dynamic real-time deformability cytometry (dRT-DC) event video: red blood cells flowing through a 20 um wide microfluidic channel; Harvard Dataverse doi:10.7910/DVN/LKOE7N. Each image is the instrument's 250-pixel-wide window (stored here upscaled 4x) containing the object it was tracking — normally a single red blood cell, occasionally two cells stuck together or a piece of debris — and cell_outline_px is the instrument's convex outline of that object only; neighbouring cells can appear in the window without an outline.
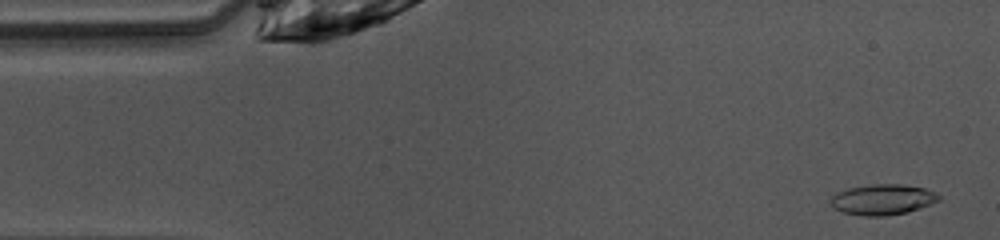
{"species": "common noctule bat (a hibernating species)", "species_latin": "Nyctalus noctula", "temperature_condition": "warm", "stored_images_in_passage": 47, "camera_frame_rate_fps": 3000, "um_per_image_px": 0.085, "animal": {"sex": "female", "body_mass_g": 10.0, "forearm_length_mm": 53.1}, "frame": {"image": 1, "passage_image": 2, "time_ms": 0.333, "image_size_px": [1000, 240], "cell_outline_px": [[940, 200], [920, 208], [908, 212], [884, 216], [864, 216], [844, 212], [836, 208], [828, 200], [836, 192], [848, 188], [872, 184], [904, 184], [924, 188], [936, 192], [940, 196]], "centroid_in_image_um": [75.04, 16.95], "position_along_channel_um": 10.0, "area_um2": 19.31}}
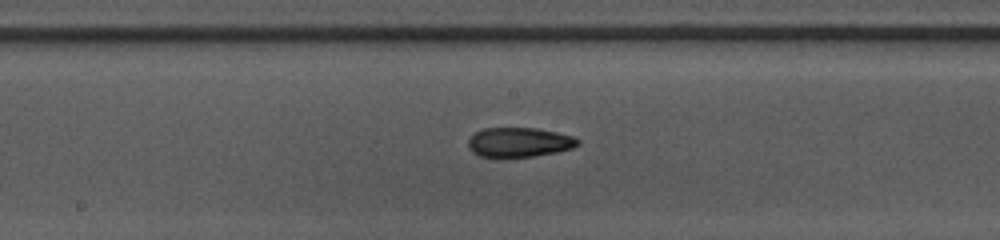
{"frame": {"image": 2, "passage_image": 23, "time_ms": 7.333, "image_size_px": [1000, 240], "cell_outline_px": [[580, 144], [572, 148], [556, 152], [532, 156], [480, 156], [472, 152], [468, 148], [468, 140], [476, 132], [484, 128], [536, 128], [556, 132], [572, 136], [580, 140]], "centroid_in_image_um": [44.14, 12.08], "position_along_channel_um": 204.1, "area_um2": 18.61}}
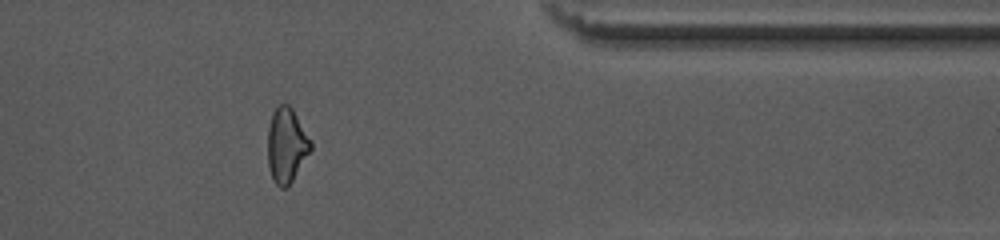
{"frame": {"image": 3, "passage_image": 38, "time_ms": 12.333, "image_size_px": [1000, 240], "cell_outline_px": [[312, 148], [288, 188], [280, 188], [272, 180], [268, 164], [268, 128], [272, 112], [280, 104], [288, 104], [292, 108], [312, 140]], "centroid_in_image_um": [24.36, 12.36], "position_along_channel_um": 387.0, "area_um2": 18.9}, "authors_computed_cell_mechanics": {"area_um2": 19.074, "velocity_mm_per_s": 4.0794, "shape_relaxation_time_tau1_ms": null, "shape_relaxation_time_tau2_ms": 6.7373, "deformation_change_tau1": null, "deformation_change_tau2": 0.1591}}